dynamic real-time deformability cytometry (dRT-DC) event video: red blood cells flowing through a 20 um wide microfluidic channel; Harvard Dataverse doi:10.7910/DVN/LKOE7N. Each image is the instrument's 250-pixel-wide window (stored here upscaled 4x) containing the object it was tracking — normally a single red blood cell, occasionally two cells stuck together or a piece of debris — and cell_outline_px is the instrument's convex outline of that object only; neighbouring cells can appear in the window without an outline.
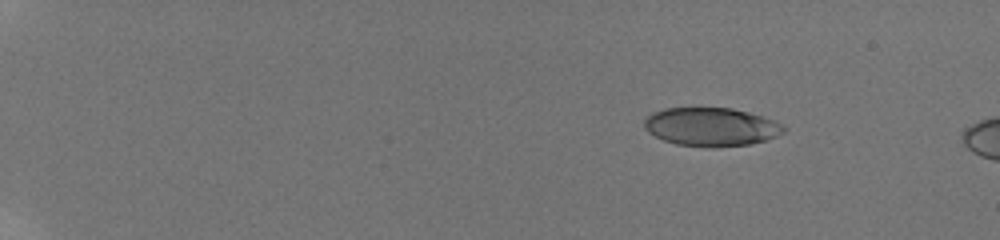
{"species": "human", "species_latin": "Homo sapiens", "temperature_condition": "room temperature", "stored_images_in_passage": 5, "camera_frame_rate_fps": 3000, "um_per_image_px": 0.085, "donor": {"sex": "male"}, "frame": {"image": 1, "passage_image": 2, "time_ms": 1.333, "image_size_px": [1000, 240], "cell_outline_px": [[784, 132], [776, 136], [764, 140], [748, 144], [716, 148], [708, 148], [676, 144], [664, 140], [648, 132], [644, 128], [644, 120], [652, 112], [664, 108], [732, 108], [748, 112], [772, 120], [780, 124], [784, 128]], "centroid_in_image_um": [60.4, 10.79], "position_along_channel_um": 24.6, "area_um2": 31.15}}